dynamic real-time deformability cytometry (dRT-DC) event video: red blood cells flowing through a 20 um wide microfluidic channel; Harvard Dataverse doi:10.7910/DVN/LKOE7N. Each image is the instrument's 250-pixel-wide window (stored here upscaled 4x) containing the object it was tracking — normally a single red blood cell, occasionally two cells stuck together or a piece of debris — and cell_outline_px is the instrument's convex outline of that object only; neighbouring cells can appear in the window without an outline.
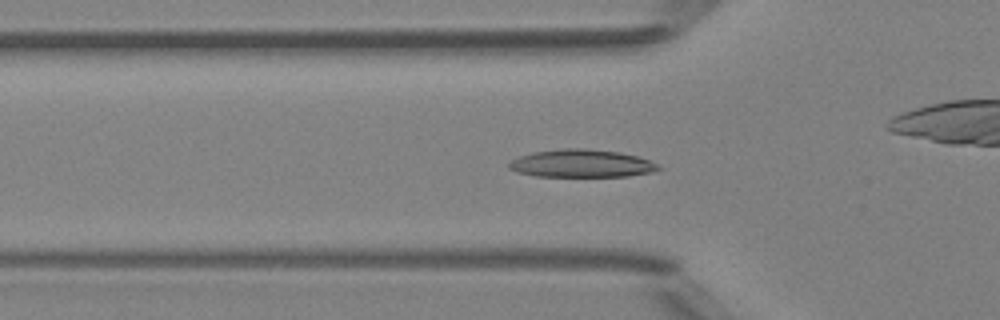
{"species": "Egyptian fruit bat (a non-hibernating species)", "species_latin": "Rousettus aegyptiacus", "temperature_condition": "room temperature", "stored_images_in_passage": 49, "camera_frame_rate_fps": 3000, "um_per_image_px": 0.085, "animal": {"sex": "female"}, "frame": {"image": 1, "passage_image": 16, "time_ms": 5.0, "image_size_px": [1000, 320], "cell_outline_px": [[664, 168], [652, 172], [628, 176], [536, 176], [516, 172], [508, 168], [508, 164], [512, 160], [520, 156], [532, 152], [560, 148], [584, 148], [620, 152], [640, 156]], "centroid_in_image_um": [49.43, 13.89], "position_along_channel_um": 76.4, "area_um2": 24.33}}
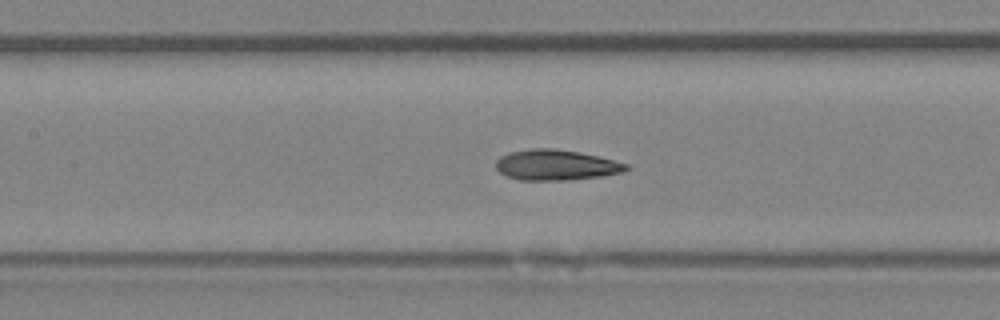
{"frame": {"image": 2, "passage_image": 22, "time_ms": 7.0, "image_size_px": [1000, 320], "cell_outline_px": [[632, 168], [624, 172], [600, 176], [568, 180], [520, 180], [504, 176], [496, 168], [496, 160], [500, 156], [508, 152], [532, 148], [552, 148], [580, 152], [600, 156], [628, 164]], "centroid_in_image_um": [47.26, 14.02], "position_along_channel_um": 160.1, "area_um2": 23.47}}
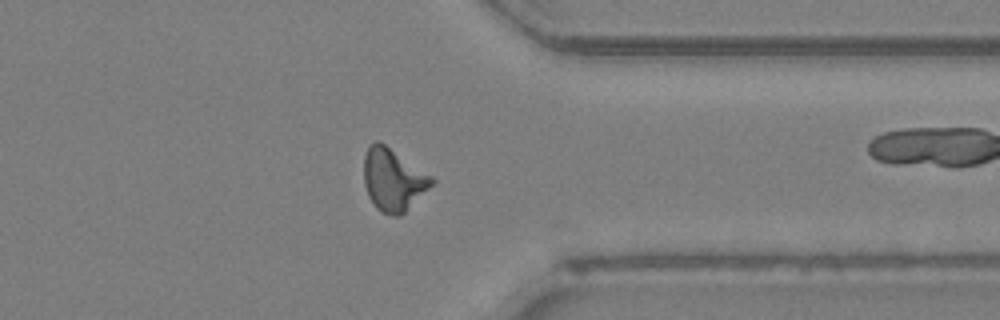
{"frame": {"image": 3, "passage_image": 38, "time_ms": 12.333, "image_size_px": [1000, 320], "cell_outline_px": [[436, 180], [400, 216], [396, 216], [384, 212], [376, 208], [368, 196], [364, 184], [364, 156], [368, 148], [376, 140], [380, 140], [432, 176]], "centroid_in_image_um": [33.4, 15.24], "position_along_channel_um": 378.0, "area_um2": 24.33}, "authors_computed_cell_mechanics": {"area_um2": 23.1778, "velocity_mm_per_s": 4.1862, "shape_relaxation_time_tau1_ms": 4.87, "shape_relaxation_time_tau2_ms": 2.6254, "deformation_change_tau1": 0.1696, "deformation_change_tau2": 0.0753}}